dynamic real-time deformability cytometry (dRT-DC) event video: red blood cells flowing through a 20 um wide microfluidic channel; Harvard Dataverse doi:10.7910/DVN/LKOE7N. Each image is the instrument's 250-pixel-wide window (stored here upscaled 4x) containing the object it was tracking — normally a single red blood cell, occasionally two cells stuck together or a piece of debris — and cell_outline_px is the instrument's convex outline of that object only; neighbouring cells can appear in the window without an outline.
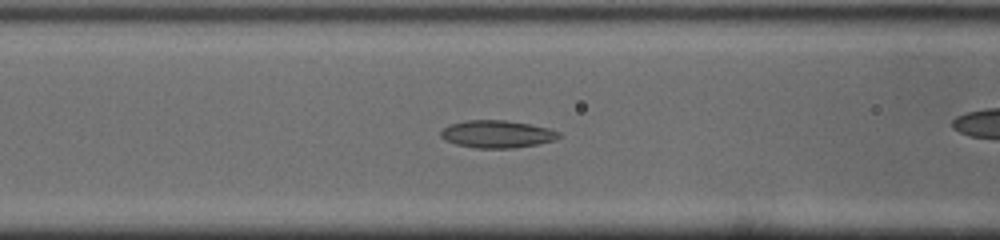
{"species": "common noctule bat (a hibernating species)", "species_latin": "Nyctalus noctula", "temperature_condition": "cold", "stored_images_in_passage": 39, "camera_frame_rate_fps": 3000, "um_per_image_px": 0.085, "animal": {"sex": "male", "body_mass_g": 19.0, "forearm_length_mm": 50.8}, "frame": {"image": 1, "passage_image": 19, "time_ms": 6.0, "image_size_px": [1000, 240], "cell_outline_px": [[560, 136], [556, 140], [536, 144], [512, 148], [476, 148], [456, 144], [444, 140], [440, 136], [440, 132], [448, 124], [464, 120], [504, 120], [528, 124], [548, 128], [560, 132]], "centroid_in_image_um": [42.21, 11.39], "position_along_channel_um": 124.4, "area_um2": 18.9}}
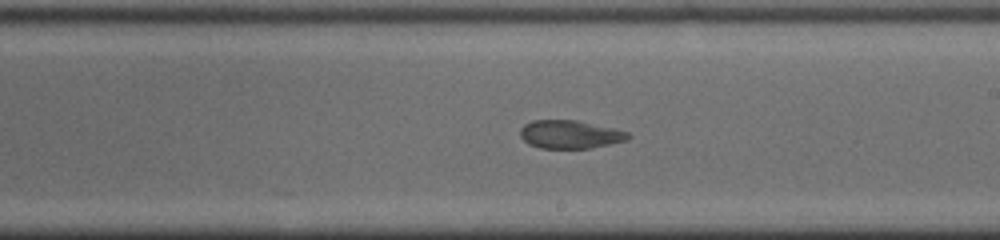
{"frame": {"image": 2, "passage_image": 28, "time_ms": 9.0, "image_size_px": [1000, 240], "cell_outline_px": [[632, 136], [628, 140], [592, 148], [540, 148], [528, 144], [520, 136], [520, 128], [524, 124], [532, 120], [576, 120], [612, 128], [628, 132]], "centroid_in_image_um": [48.44, 11.42], "position_along_channel_um": 240.6, "area_um2": 17.8}}
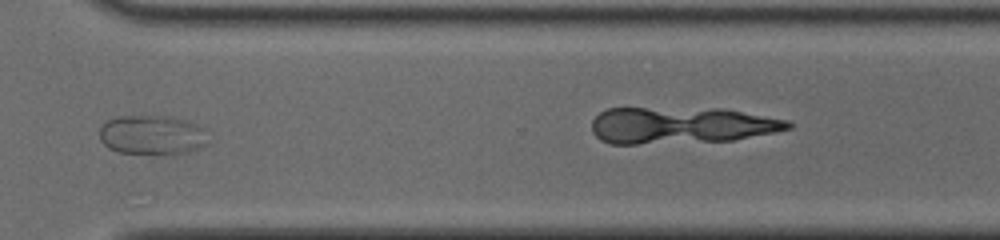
{"frame": {"image": 3, "passage_image": 37, "time_ms": 12.0, "image_size_px": [1000, 240], "cell_outline_px": [[208, 144], [200, 148], [188, 152], [164, 156], [120, 152], [108, 148], [100, 140], [100, 128], [108, 120], [116, 116], [172, 116], [196, 124], [204, 128]], "centroid_in_image_um": [12.95, 11.5], "position_along_channel_um": 357.7, "area_um2": 25.49}}